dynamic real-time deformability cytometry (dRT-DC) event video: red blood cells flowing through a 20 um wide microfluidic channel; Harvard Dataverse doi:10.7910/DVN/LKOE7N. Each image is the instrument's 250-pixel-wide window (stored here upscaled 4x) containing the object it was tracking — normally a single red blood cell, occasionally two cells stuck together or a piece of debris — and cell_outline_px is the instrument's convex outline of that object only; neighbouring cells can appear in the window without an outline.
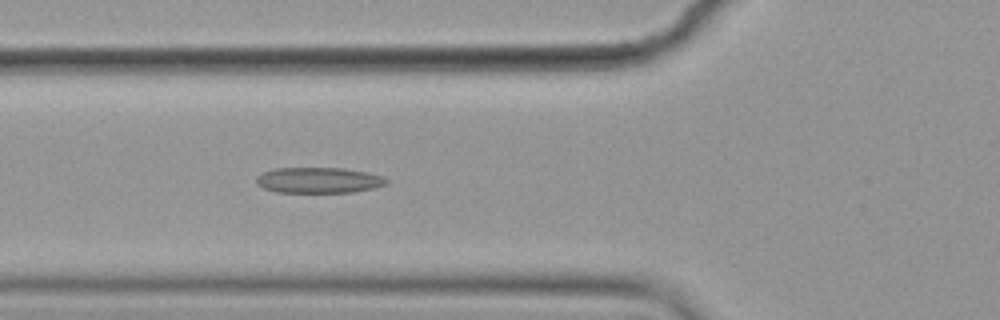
{"species": "common noctule bat (a hibernating species)", "species_latin": "Nyctalus noctula", "temperature_condition": "cold", "stored_images_in_passage": 5, "camera_frame_rate_fps": 3000, "um_per_image_px": 0.085, "animal": {"sex": "female", "body_mass_g": 19.9}, "frame": {"image": 1, "passage_image": 5, "time_ms": 1.333, "image_size_px": [1000, 320], "cell_outline_px": [[388, 180], [384, 184], [372, 188], [352, 192], [276, 192], [264, 188], [256, 184], [256, 176], [264, 172], [276, 168], [344, 168], [384, 176]], "centroid_in_image_um": [27.05, 15.31], "position_along_channel_um": 98.8, "area_um2": 19.31}}